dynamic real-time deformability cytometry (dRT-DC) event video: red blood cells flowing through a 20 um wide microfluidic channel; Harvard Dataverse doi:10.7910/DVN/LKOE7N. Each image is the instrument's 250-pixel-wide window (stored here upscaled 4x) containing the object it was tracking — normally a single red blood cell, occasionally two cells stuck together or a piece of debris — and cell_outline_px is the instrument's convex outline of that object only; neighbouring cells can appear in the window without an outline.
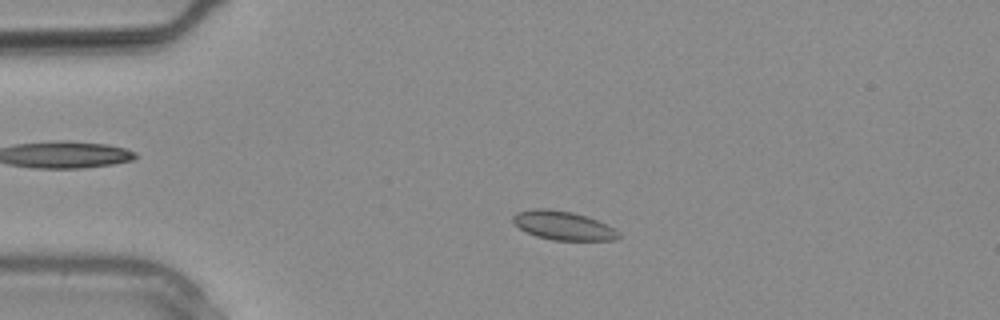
{"species": "common noctule bat (a hibernating species)", "species_latin": "Nyctalus noctula", "temperature_condition": "warm", "stored_images_in_passage": 10, "camera_frame_rate_fps": 3000, "um_per_image_px": 0.085, "animal": {"sex": "male", "body_mass_g": 20.4}, "frame": {"image": 1, "passage_image": 6, "time_ms": 1.667, "image_size_px": [1000, 320], "cell_outline_px": [[620, 236], [616, 240], [552, 240], [536, 236], [520, 228], [512, 220], [512, 216], [516, 212], [532, 208], [548, 208], [572, 212], [588, 216], [620, 232]], "centroid_in_image_um": [47.85, 19.16], "position_along_channel_um": 37.2, "area_um2": 17.69}}
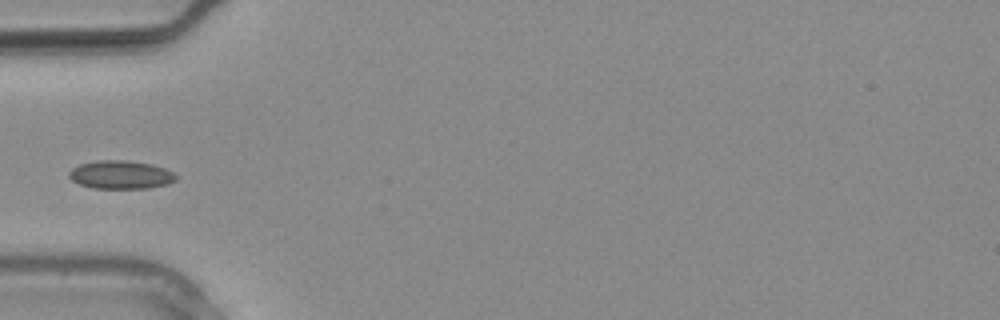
{"frame": {"image": 2, "passage_image": 9, "time_ms": 2.667, "image_size_px": [1000, 320], "cell_outline_px": [[176, 180], [168, 184], [148, 188], [92, 188], [80, 184], [72, 180], [68, 176], [68, 172], [72, 168], [80, 164], [96, 160], [124, 160], [152, 164], [164, 168], [172, 172], [176, 176]], "centroid_in_image_um": [10.24, 14.85], "position_along_channel_um": 74.8, "area_um2": 17.63}}